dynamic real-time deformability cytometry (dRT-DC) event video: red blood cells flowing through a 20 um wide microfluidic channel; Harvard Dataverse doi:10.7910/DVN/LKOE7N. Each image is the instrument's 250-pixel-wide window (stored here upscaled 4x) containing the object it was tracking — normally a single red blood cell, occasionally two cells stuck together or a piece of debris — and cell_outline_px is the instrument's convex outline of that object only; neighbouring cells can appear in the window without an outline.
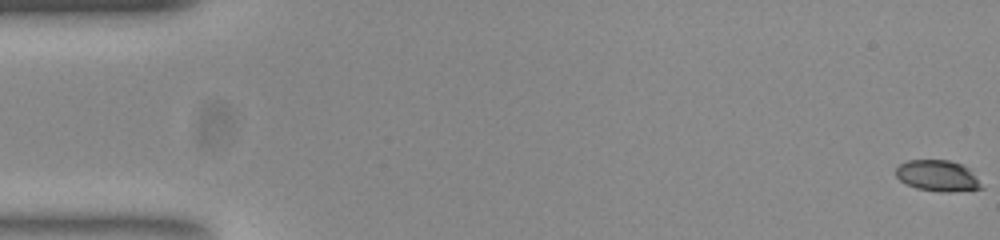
{"species": "common noctule bat (a hibernating species)", "species_latin": "Nyctalus noctula", "temperature_condition": "room temperature", "stored_images_in_passage": 20, "camera_frame_rate_fps": 3000, "um_per_image_px": 0.085, "animal": {"sex": "female", "body_mass_g": 23.0, "forearm_length_mm": 53.4}, "frame": {"image": 1, "passage_image": 1, "time_ms": 0.0, "image_size_px": [1000, 240], "cell_outline_px": [[984, 188], [948, 192], [944, 192], [916, 188], [904, 184], [896, 176], [896, 168], [900, 164], [908, 160], [948, 160], [960, 164], [968, 168]], "centroid_in_image_um": [79.65, 14.94], "position_along_channel_um": 5.3, "area_um2": 15.32}}
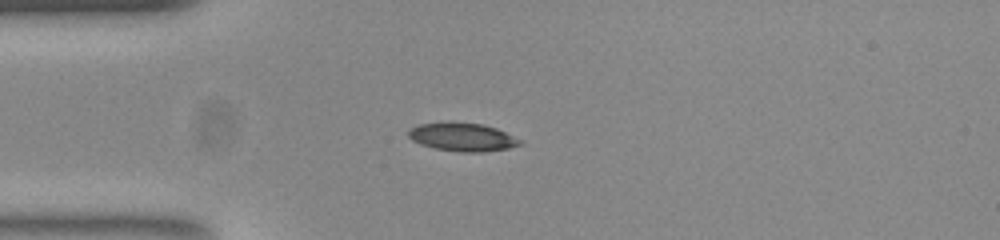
{"frame": {"image": 2, "passage_image": 15, "time_ms": 4.667, "image_size_px": [1000, 240], "cell_outline_px": [[524, 144], [508, 148], [484, 152], [460, 152], [436, 148], [420, 144], [412, 140], [408, 136], [408, 132], [416, 124], [448, 120], [452, 120], [484, 124], [496, 128], [524, 140]], "centroid_in_image_um": [39.32, 11.61], "position_along_channel_um": 45.7, "area_um2": 19.02}}
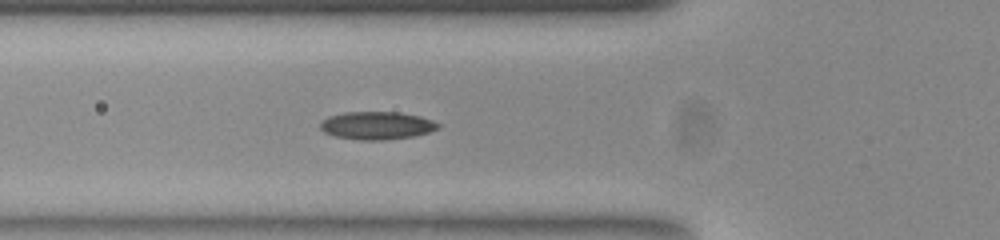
{"frame": {"image": 3, "passage_image": 20, "time_ms": 6.333, "image_size_px": [1000, 240], "cell_outline_px": [[440, 128], [428, 132], [412, 136], [380, 140], [360, 140], [336, 136], [324, 132], [320, 128], [320, 124], [328, 116], [344, 112], [400, 112], [420, 116], [432, 120], [440, 124]], "centroid_in_image_um": [32.04, 10.66], "position_along_channel_um": 93.8, "area_um2": 19.02}}